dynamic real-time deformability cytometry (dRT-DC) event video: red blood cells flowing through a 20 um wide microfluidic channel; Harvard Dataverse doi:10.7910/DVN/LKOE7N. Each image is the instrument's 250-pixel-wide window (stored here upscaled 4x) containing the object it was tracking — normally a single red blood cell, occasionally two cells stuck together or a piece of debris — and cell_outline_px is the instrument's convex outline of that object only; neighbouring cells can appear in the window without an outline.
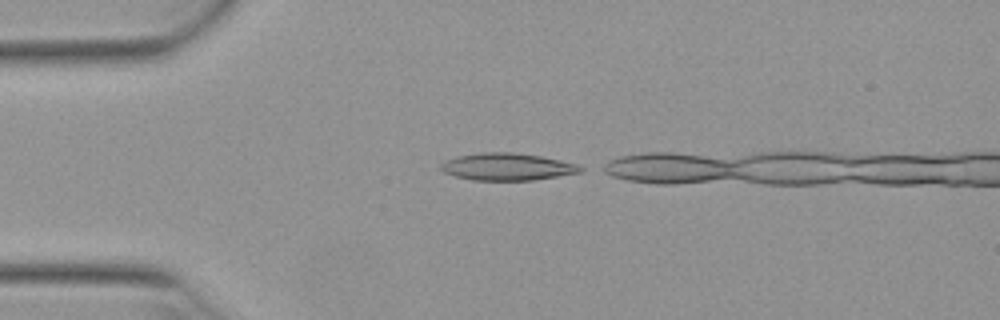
{"species": "Egyptian fruit bat (a non-hibernating species)", "species_latin": "Rousettus aegyptiacus", "temperature_condition": "warm", "stored_images_in_passage": 7, "camera_frame_rate_fps": 3000, "um_per_image_px": 0.085, "animal": {"sex": "female"}, "frame": {"image": 1, "passage_image": 1, "time_ms": 0.0, "image_size_px": [1000, 320], "cell_outline_px": [[584, 172], [532, 180], [472, 180], [456, 176], [444, 172], [440, 168], [440, 164], [444, 160], [456, 156], [484, 152], [512, 152], [540, 156], [560, 160], [576, 164], [584, 168]], "centroid_in_image_um": [43.11, 14.17], "position_along_channel_um": 41.9, "area_um2": 22.14}}